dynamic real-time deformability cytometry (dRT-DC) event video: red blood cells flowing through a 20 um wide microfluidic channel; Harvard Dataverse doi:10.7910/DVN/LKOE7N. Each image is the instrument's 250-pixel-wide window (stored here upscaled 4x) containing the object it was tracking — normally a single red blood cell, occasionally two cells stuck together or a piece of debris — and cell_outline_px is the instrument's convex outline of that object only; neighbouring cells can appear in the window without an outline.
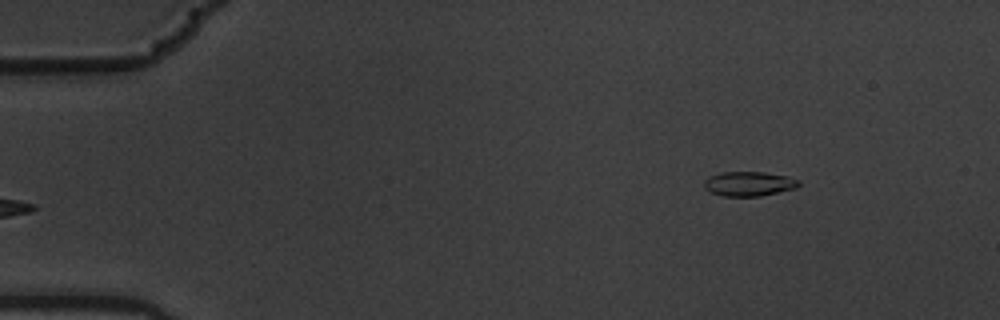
{"species": "common noctule bat (a hibernating species)", "species_latin": "Nyctalus noctula", "temperature_condition": "warm", "stored_images_in_passage": 4, "camera_frame_rate_fps": 3000, "um_per_image_px": 0.085, "animal": {"sex": "male", "body_mass_g": 19.5, "forearm_length_mm": 54.6}, "frame": {"image": 1, "passage_image": 4, "time_ms": 1.0, "image_size_px": [1000, 320], "cell_outline_px": [[800, 184], [796, 188], [760, 196], [724, 196], [712, 192], [704, 188], [704, 180], [708, 176], [724, 172], [764, 172], [788, 176], [800, 180]], "centroid_in_image_um": [63.67, 15.61], "position_along_channel_um": 21.3, "area_um2": 13.53}}